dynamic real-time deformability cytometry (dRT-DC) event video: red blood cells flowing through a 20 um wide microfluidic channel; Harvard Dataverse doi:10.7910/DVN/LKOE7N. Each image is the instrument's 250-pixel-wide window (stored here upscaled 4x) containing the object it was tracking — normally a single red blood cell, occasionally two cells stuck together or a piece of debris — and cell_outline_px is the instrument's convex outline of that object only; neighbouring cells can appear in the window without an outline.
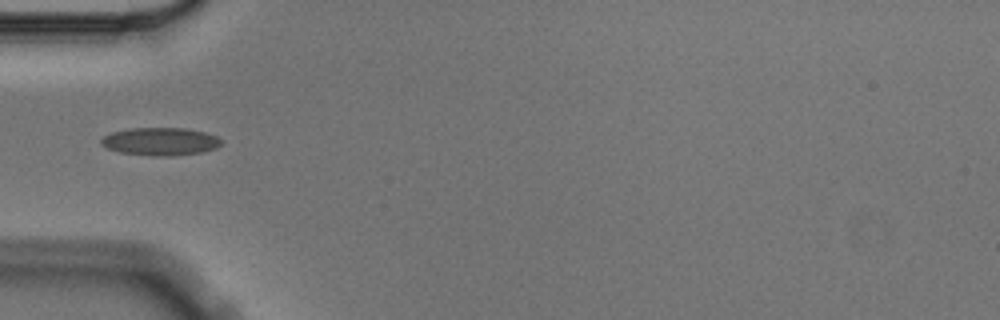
{"species": "Egyptian fruit bat (a non-hibernating species)", "species_latin": "Rousettus aegyptiacus", "temperature_condition": "cold", "stored_images_in_passage": 4, "camera_frame_rate_fps": 3000, "um_per_image_px": 0.085, "animal": {"sex": "male"}, "frame": {"image": 1, "passage_image": 2, "time_ms": 0.333, "image_size_px": [1000, 320], "cell_outline_px": [[220, 144], [216, 148], [200, 152], [172, 156], [152, 156], [120, 152], [108, 148], [100, 144], [100, 140], [104, 136], [112, 132], [128, 128], [184, 128], [204, 132], [216, 136], [220, 140]], "centroid_in_image_um": [13.59, 12.02], "position_along_channel_um": 71.4, "area_um2": 19.36}}
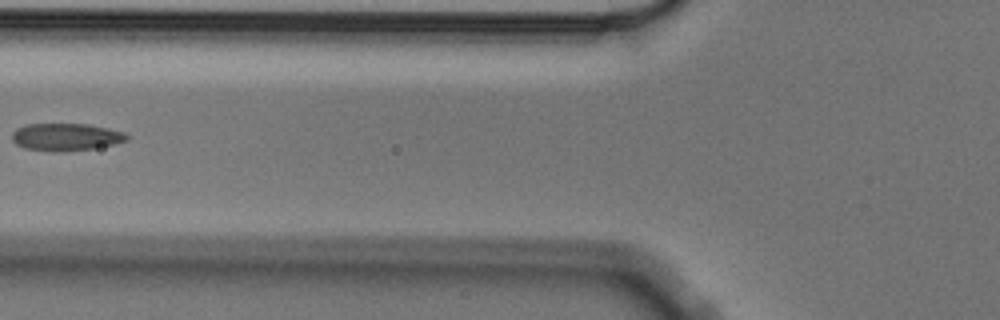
{"frame": {"image": 2, "passage_image": 3, "time_ms": 0.667, "image_size_px": [1000, 320], "cell_outline_px": [[132, 136], [128, 140], [112, 144], [92, 148], [64, 152], [60, 152], [24, 148], [16, 144], [12, 140], [12, 132], [16, 128], [24, 124], [88, 124], [108, 128], [124, 132]], "centroid_in_image_um": [5.6, 11.63], "position_along_channel_um": 120.2, "area_um2": 18.44}}
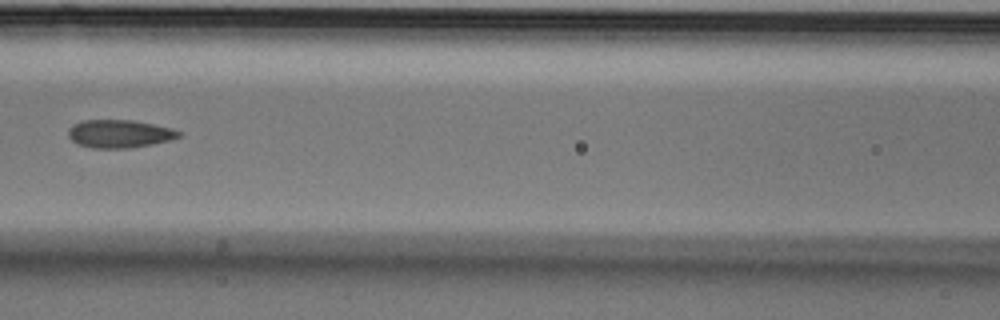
{"frame": {"image": 3, "passage_image": 4, "time_ms": 1.0, "image_size_px": [1000, 320], "cell_outline_px": [[184, 136], [172, 140], [152, 144], [128, 148], [92, 148], [76, 144], [68, 136], [68, 128], [72, 124], [84, 120], [132, 120], [172, 128], [180, 132]], "centroid_in_image_um": [10.15, 11.37], "position_along_channel_um": 156.4, "area_um2": 18.21}}